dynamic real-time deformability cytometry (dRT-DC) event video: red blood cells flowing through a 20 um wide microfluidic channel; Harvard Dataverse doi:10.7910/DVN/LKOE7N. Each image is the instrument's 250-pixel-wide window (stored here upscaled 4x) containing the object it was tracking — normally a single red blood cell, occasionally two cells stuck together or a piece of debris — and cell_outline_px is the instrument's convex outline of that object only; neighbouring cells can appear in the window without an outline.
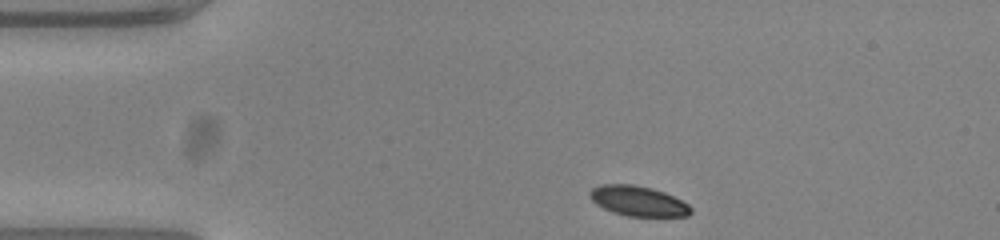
{"species": "common noctule bat (a hibernating species)", "species_latin": "Nyctalus noctula", "temperature_condition": "warm", "stored_images_in_passage": 37, "camera_frame_rate_fps": 3000, "um_per_image_px": 0.085, "animal": {"sex": "female", "body_mass_g": 23.0, "forearm_length_mm": 53.4}, "frame": {"image": 1, "passage_image": 1, "time_ms": 0.0, "image_size_px": [1000, 240], "cell_outline_px": [[692, 212], [688, 216], [628, 216], [612, 212], [596, 204], [588, 196], [588, 192], [592, 188], [600, 184], [632, 184], [652, 188], [664, 192], [688, 204], [692, 208]], "centroid_in_image_um": [54.21, 17.08], "position_along_channel_um": 30.8, "area_um2": 17.74}}
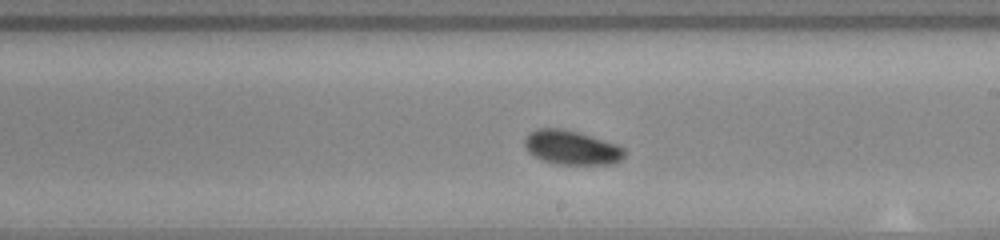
{"frame": {"image": 2, "passage_image": 22, "time_ms": 7.0, "image_size_px": [1000, 240], "cell_outline_px": [[624, 156], [616, 164], [556, 164], [540, 160], [528, 152], [524, 144], [524, 140], [528, 132], [536, 128], [560, 128], [576, 132], [616, 144], [624, 148]], "centroid_in_image_um": [48.53, 12.55], "position_along_channel_um": 240.5, "area_um2": 19.88}}
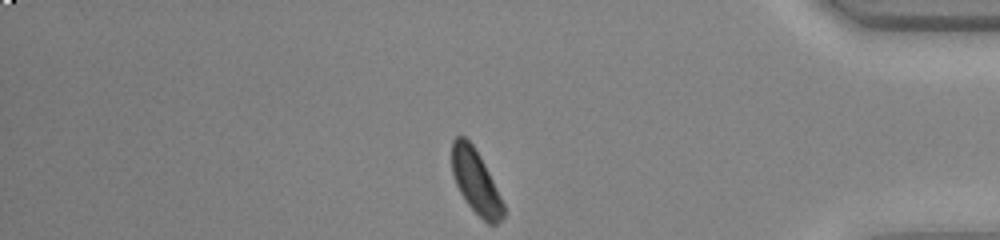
{"frame": {"image": 3, "passage_image": 37, "time_ms": 12.0, "image_size_px": [1000, 240], "cell_outline_px": [[504, 216], [496, 224], [488, 224], [468, 204], [460, 192], [456, 184], [452, 172], [452, 140], [456, 136], [464, 136], [472, 144], [480, 156], [504, 204]], "centroid_in_image_um": [40.43, 15.43], "position_along_channel_um": 394.8, "area_um2": 18.79}, "authors_computed_cell_mechanics": {"area_um2": 19.363, "velocity_mm_per_s": 3.7314, "shape_relaxation_time_tau1_ms": 9.0874, "shape_relaxation_time_tau2_ms": null, "deformation_change_tau1": 0.2468, "deformation_change_tau2": null}}